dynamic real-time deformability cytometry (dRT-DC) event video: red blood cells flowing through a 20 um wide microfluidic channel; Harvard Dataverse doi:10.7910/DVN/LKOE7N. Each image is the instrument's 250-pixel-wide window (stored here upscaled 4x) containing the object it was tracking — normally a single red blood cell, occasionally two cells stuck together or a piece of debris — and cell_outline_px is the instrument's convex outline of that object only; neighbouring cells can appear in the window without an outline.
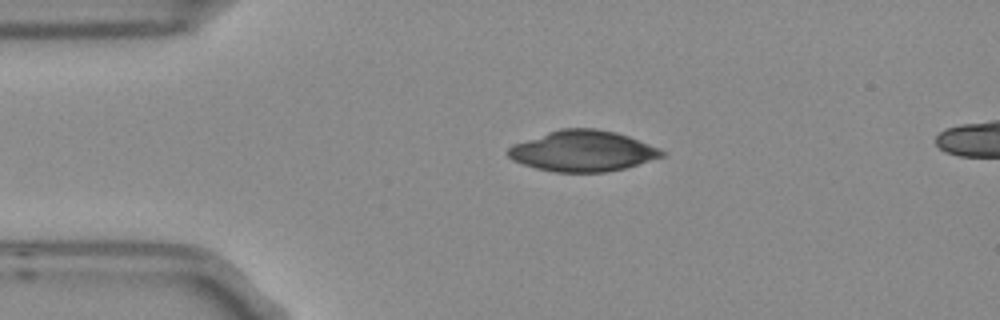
{"species": "Egyptian fruit bat (a non-hibernating species)", "species_latin": "Rousettus aegyptiacus", "temperature_condition": "room temperature", "stored_images_in_passage": 3, "segment_of_instrument_passage": [1, 2], "camera_frame_rate_fps": 3000, "um_per_image_px": 0.085, "frame": {"image": 1, "passage_image": 1, "time_ms": 0.0, "image_size_px": [1000, 320], "cell_outline_px": [[664, 156], [624, 168], [604, 172], [556, 172], [536, 168], [512, 160], [508, 156], [508, 148], [512, 144], [560, 128], [596, 128], [616, 132], [628, 136], [648, 144], [664, 152]], "centroid_in_image_um": [49.49, 12.83], "position_along_channel_um": 35.5, "area_um2": 36.18}}